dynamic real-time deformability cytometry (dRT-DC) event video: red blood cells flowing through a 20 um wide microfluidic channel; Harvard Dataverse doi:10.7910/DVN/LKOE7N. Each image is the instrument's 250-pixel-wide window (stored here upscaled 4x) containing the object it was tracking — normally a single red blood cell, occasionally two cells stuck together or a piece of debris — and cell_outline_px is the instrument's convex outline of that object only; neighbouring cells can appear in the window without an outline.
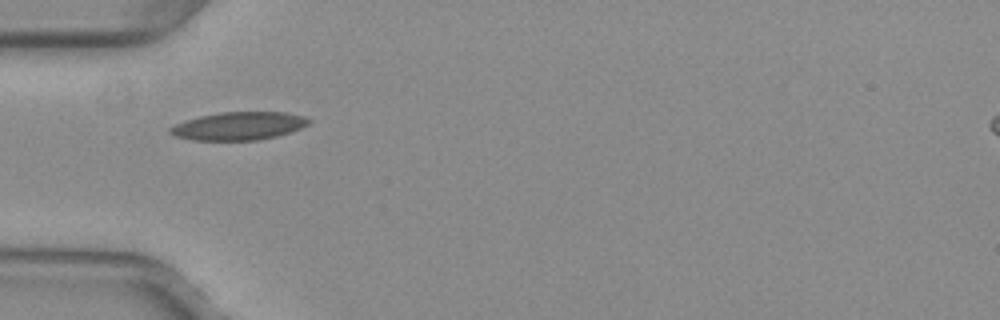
{"species": "common noctule bat (a hibernating species)", "species_latin": "Nyctalus noctula", "temperature_condition": "warm", "stored_images_in_passage": 34, "camera_frame_rate_fps": 3000, "um_per_image_px": 0.085, "animal": {"sex": "female", "body_mass_g": 29.2, "forearm_length_mm": 56.3}, "frame": {"image": 1, "passage_image": 1, "time_ms": 0.0, "image_size_px": [1000, 320], "cell_outline_px": [[312, 120], [308, 124], [292, 132], [260, 140], [192, 140], [176, 136], [168, 132], [168, 128], [176, 124], [200, 116], [220, 112], [284, 112], [304, 116]], "centroid_in_image_um": [20.32, 10.71], "position_along_channel_um": 64.7, "area_um2": 22.6}}
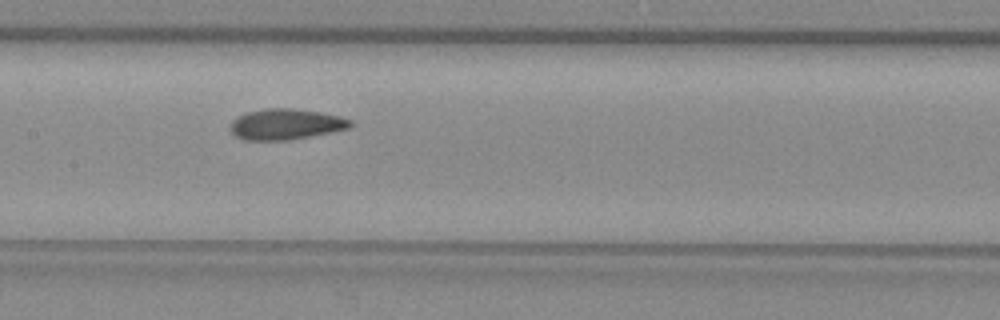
{"frame": {"image": 2, "passage_image": 10, "time_ms": 3.0, "image_size_px": [1000, 320], "cell_outline_px": [[352, 124], [348, 128], [332, 132], [288, 140], [244, 140], [236, 136], [228, 128], [228, 124], [236, 116], [248, 112], [264, 108], [292, 108], [320, 112], [340, 116], [352, 120]], "centroid_in_image_um": [24.25, 10.55], "position_along_channel_um": 183.2, "area_um2": 21.68}}
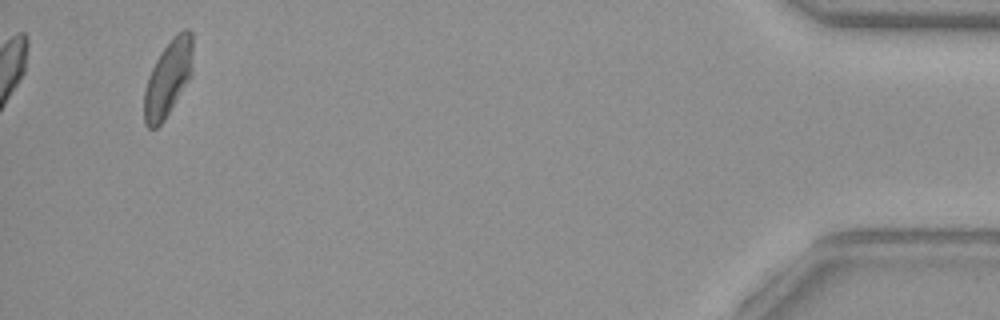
{"frame": {"image": 3, "passage_image": 34, "time_ms": 11.0, "image_size_px": [1000, 320], "cell_outline_px": [[192, 72], [164, 120], [156, 128], [148, 128], [144, 124], [144, 92], [148, 76], [160, 52], [172, 36], [184, 28], [188, 28], [192, 32]], "centroid_in_image_um": [14.27, 6.61], "position_along_channel_um": 420.9, "area_um2": 21.39}, "authors_computed_cell_mechanics": {"area_um2": 21.2993, "velocity_mm_per_s": 3.9896, "shape_relaxation_time_tau1_ms": 9.2737, "shape_relaxation_time_tau2_ms": 2.3283, "deformation_change_tau1": 0.2008, "deformation_change_tau2": 0.0699}}